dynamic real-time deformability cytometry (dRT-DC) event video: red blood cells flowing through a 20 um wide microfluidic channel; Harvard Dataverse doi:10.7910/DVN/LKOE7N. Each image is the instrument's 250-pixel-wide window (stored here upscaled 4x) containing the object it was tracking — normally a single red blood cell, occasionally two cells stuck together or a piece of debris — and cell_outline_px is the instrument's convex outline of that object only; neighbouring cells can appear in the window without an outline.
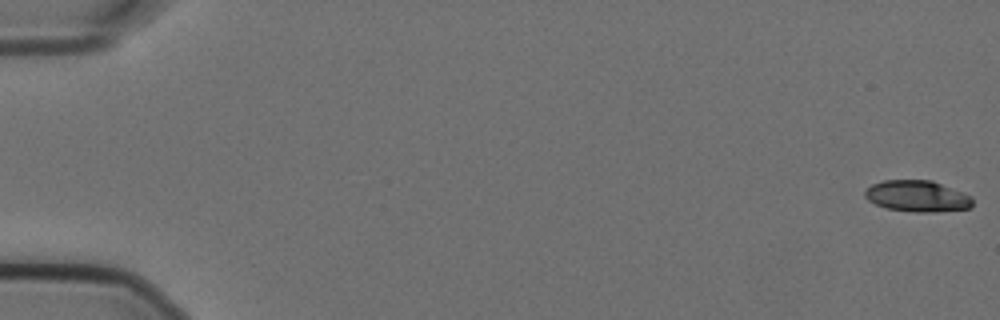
{"species": "Egyptian fruit bat (a non-hibernating species)", "species_latin": "Rousettus aegyptiacus", "temperature_condition": "cold", "stored_images_in_passage": 58, "camera_frame_rate_fps": 3000, "um_per_image_px": 0.085, "animal": {"sex": "female"}, "frame": {"image": 1, "passage_image": 1, "time_ms": 0.0, "image_size_px": [1000, 320], "cell_outline_px": [[972, 208], [932, 212], [916, 212], [888, 208], [876, 204], [868, 200], [864, 196], [864, 192], [872, 184], [884, 180], [932, 180], [964, 192], [972, 196]], "centroid_in_image_um": [78.0, 16.66], "position_along_channel_um": 7.0, "area_um2": 19.65}}
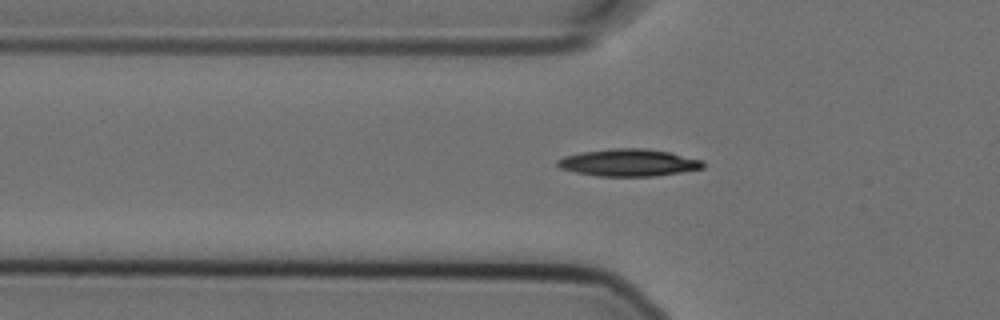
{"frame": {"image": 2, "passage_image": 20, "time_ms": 6.333, "image_size_px": [1000, 320], "cell_outline_px": [[704, 168], [680, 172], [652, 176], [596, 176], [576, 172], [560, 168], [556, 164], [556, 160], [564, 156], [580, 152], [612, 148], [644, 148], [668, 152], [704, 160]], "centroid_in_image_um": [53.41, 13.82], "position_along_channel_um": 72.4, "area_um2": 23.06}}
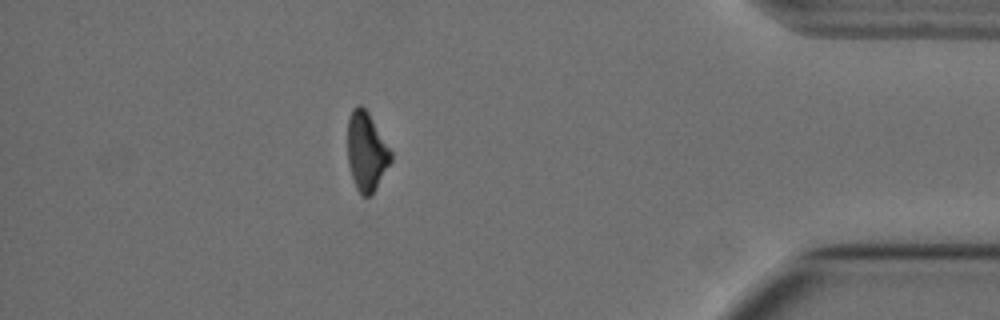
{"frame": {"image": 3, "passage_image": 51, "time_ms": 16.667, "image_size_px": [1000, 320], "cell_outline_px": [[392, 160], [372, 196], [360, 196], [356, 188], [348, 164], [348, 116], [352, 108], [356, 104], [360, 104], [368, 112], [392, 152]], "centroid_in_image_um": [31.14, 12.89], "position_along_channel_um": 404.1, "area_um2": 20.0}, "authors_computed_cell_mechanics": {"area_um2": 21.4149, "velocity_mm_per_s": 3.5846, "shape_relaxation_time_tau1_ms": 6.32, "shape_relaxation_time_tau2_ms": null, "deformation_change_tau1": 0.1531, "deformation_change_tau2": null}}